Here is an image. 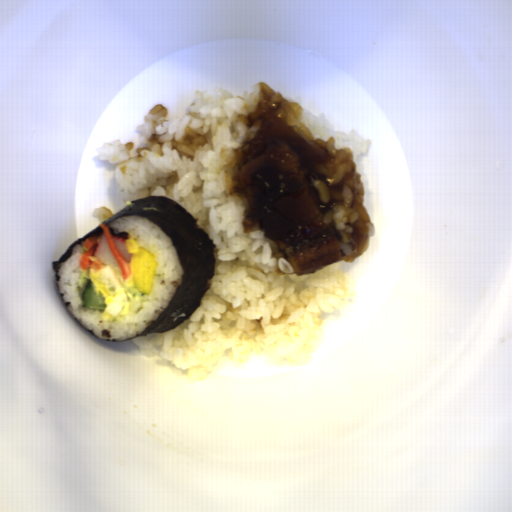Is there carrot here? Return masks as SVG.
<instances>
[{"label":"carrot","mask_w":512,"mask_h":512,"mask_svg":"<svg viewBox=\"0 0 512 512\" xmlns=\"http://www.w3.org/2000/svg\"><path fill=\"white\" fill-rule=\"evenodd\" d=\"M97 242L98 237L95 233L88 236L82 242V254L79 258V268L81 271L87 270L89 267H91L93 270H102L104 263L97 259L94 255Z\"/></svg>","instance_id":"b8716197"},{"label":"carrot","mask_w":512,"mask_h":512,"mask_svg":"<svg viewBox=\"0 0 512 512\" xmlns=\"http://www.w3.org/2000/svg\"><path fill=\"white\" fill-rule=\"evenodd\" d=\"M99 226L103 231V235L105 237L106 243H107L113 257L117 261V263L119 265V270L125 280L127 277L130 276V273H131L129 264H128L125 256L122 254V252L116 246L113 236H112V233H111L108 225H103L100 223Z\"/></svg>","instance_id":"cead05ca"}]
</instances>
